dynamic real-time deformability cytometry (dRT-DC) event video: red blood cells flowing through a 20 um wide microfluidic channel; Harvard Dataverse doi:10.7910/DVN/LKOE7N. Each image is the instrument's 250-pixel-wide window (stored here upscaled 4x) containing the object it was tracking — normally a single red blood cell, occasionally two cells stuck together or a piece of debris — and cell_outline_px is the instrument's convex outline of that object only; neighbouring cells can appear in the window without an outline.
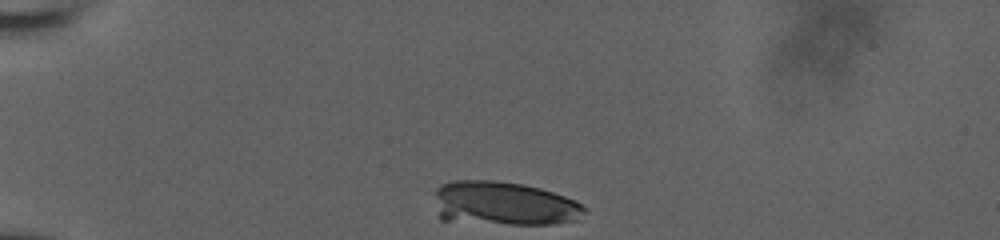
{"species": "human", "species_latin": "Homo sapiens", "temperature_condition": "room temperature", "stored_images_in_passage": 19, "camera_frame_rate_fps": 3000, "um_per_image_px": 0.085, "donor": {"sex": "male"}, "frame": {"image": 1, "passage_image": 1, "time_ms": 0.0, "image_size_px": [1000, 240], "cell_outline_px": [[588, 212], [576, 220], [552, 224], [512, 224], [440, 220], [436, 196], [436, 188], [440, 184], [452, 180], [492, 180], [524, 184], [540, 188], [576, 200], [588, 208]], "centroid_in_image_um": [42.86, 17.29], "position_along_channel_um": 42.1, "area_um2": 38.55}}
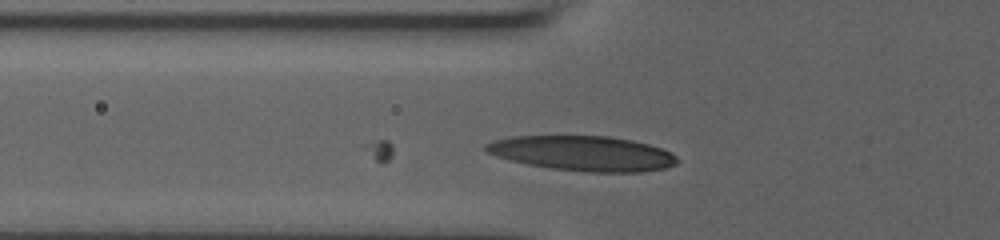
{"frame": {"image": 2, "passage_image": 6, "time_ms": 2.333, "image_size_px": [1000, 240], "cell_outline_px": [[680, 160], [676, 164], [668, 168], [640, 172], [584, 172], [552, 168], [528, 164], [496, 156], [488, 152], [484, 148], [484, 144], [492, 140], [512, 136], [608, 136], [632, 140], [648, 144], [672, 152]], "centroid_in_image_um": [49.57, 13.03], "position_along_channel_um": 76.2, "area_um2": 39.07}}
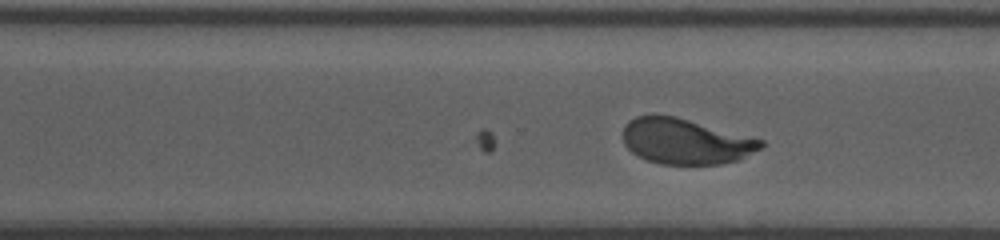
{"frame": {"image": 3, "passage_image": 19, "time_ms": 8.667, "image_size_px": [1000, 240], "cell_outline_px": [[768, 144], [740, 160], [720, 164], [660, 164], [648, 160], [632, 152], [624, 144], [624, 124], [628, 120], [636, 116], [652, 112], [676, 116], [764, 140]], "centroid_in_image_um": [58.27, 11.98], "position_along_channel_um": 312.3, "area_um2": 37.11}}